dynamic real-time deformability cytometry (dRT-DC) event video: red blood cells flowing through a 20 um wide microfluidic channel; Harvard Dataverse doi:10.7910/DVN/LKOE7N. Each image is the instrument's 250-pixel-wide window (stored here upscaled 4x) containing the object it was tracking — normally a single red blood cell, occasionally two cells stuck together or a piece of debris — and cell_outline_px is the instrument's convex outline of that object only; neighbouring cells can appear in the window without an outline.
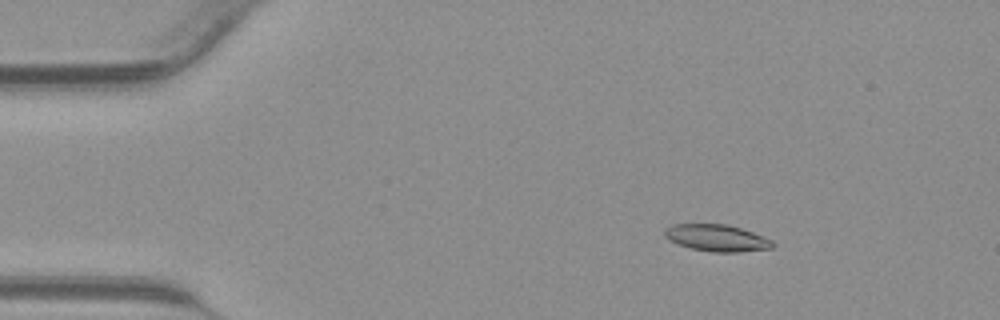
{"species": "common noctule bat (a hibernating species)", "species_latin": "Nyctalus noctula", "temperature_condition": "warm", "stored_images_in_passage": 37, "camera_frame_rate_fps": 3000, "um_per_image_px": 0.085, "animal": {"sex": "male", "body_mass_g": 23.1, "forearm_length_mm": 52.7}, "frame": {"image": 1, "passage_image": 1, "time_ms": 0.0, "image_size_px": [1000, 320], "cell_outline_px": [[776, 244], [772, 248], [740, 252], [712, 252], [692, 248], [668, 240], [664, 236], [664, 228], [672, 224], [728, 224], [764, 236], [772, 240]], "centroid_in_image_um": [60.93, 20.22], "position_along_channel_um": 24.1, "area_um2": 16.94}}
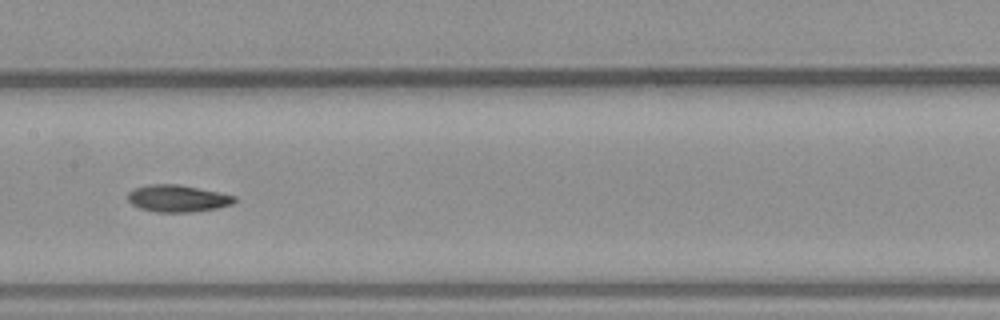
{"frame": {"image": 2, "passage_image": 16, "time_ms": 5.0, "image_size_px": [1000, 320], "cell_outline_px": [[236, 200], [232, 204], [216, 208], [192, 212], [156, 212], [140, 208], [132, 204], [128, 200], [128, 192], [132, 188], [148, 184], [180, 184], [236, 196]], "centroid_in_image_um": [15.06, 16.86], "position_along_channel_um": 192.3, "area_um2": 16.82}}
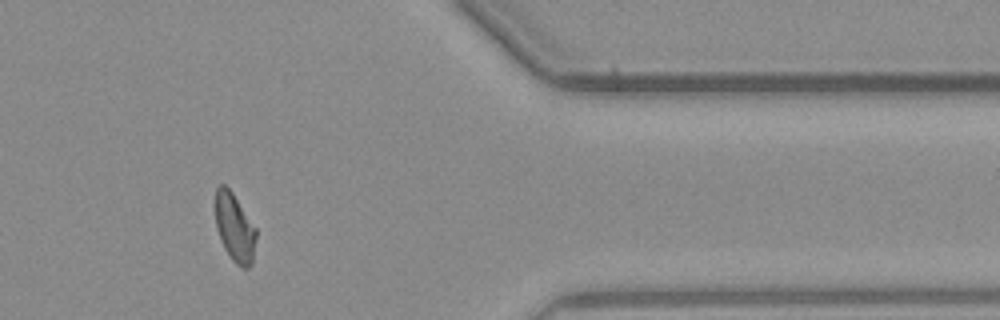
{"frame": {"image": 3, "passage_image": 30, "time_ms": 9.667, "image_size_px": [1000, 320], "cell_outline_px": [[256, 236], [252, 264], [248, 268], [244, 268], [236, 264], [232, 260], [224, 248], [216, 228], [216, 188], [220, 184], [224, 184], [232, 192], [256, 228]], "centroid_in_image_um": [19.95, 19.36], "position_along_channel_um": 391.5, "area_um2": 16.07}}